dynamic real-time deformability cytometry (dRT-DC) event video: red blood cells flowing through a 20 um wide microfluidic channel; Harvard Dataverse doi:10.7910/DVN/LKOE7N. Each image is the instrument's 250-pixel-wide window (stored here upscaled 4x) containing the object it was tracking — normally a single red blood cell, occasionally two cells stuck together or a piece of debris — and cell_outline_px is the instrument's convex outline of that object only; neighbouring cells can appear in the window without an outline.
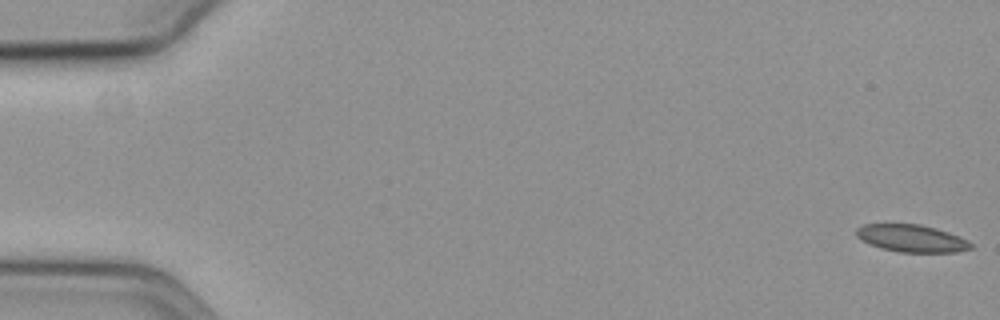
{"species": "common noctule bat (a hibernating species)", "species_latin": "Nyctalus noctula", "temperature_condition": "cold", "stored_images_in_passage": 15, "camera_frame_rate_fps": 3000, "um_per_image_px": 0.085, "animal": {"sex": "female", "body_mass_g": 19.3, "forearm_length_mm": 54.1}, "frame": {"image": 1, "passage_image": 1, "time_ms": 0.0, "image_size_px": [1000, 320], "cell_outline_px": [[972, 248], [956, 252], [900, 252], [880, 248], [868, 244], [860, 240], [856, 236], [856, 228], [864, 224], [920, 224], [936, 228], [960, 236], [968, 240], [972, 244]], "centroid_in_image_um": [77.47, 20.26], "position_along_channel_um": 7.5, "area_um2": 18.38}}